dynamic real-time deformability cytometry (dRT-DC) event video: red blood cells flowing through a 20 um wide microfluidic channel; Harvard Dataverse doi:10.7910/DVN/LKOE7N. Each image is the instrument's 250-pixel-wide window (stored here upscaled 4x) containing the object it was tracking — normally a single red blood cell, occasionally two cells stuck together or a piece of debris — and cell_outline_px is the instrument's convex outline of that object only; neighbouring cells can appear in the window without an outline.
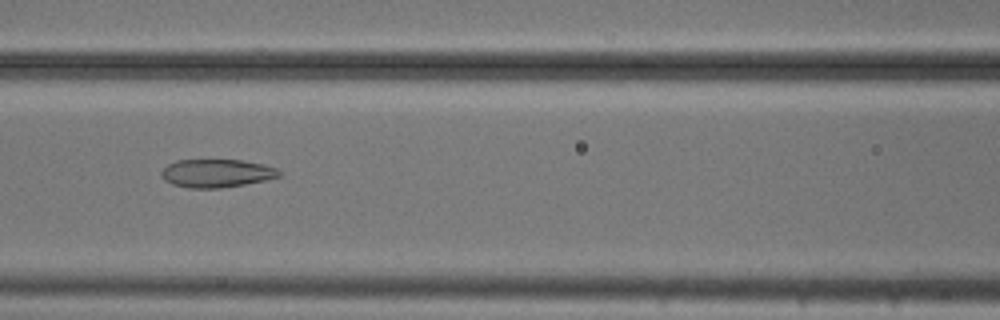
{"species": "common noctule bat (a hibernating species)", "species_latin": "Nyctalus noctula", "temperature_condition": "cold", "stored_images_in_passage": 53, "camera_frame_rate_fps": 3000, "um_per_image_px": 0.085, "animal": {"sex": "male", "body_mass_g": 20.5, "forearm_length_mm": 52.5}, "frame": {"image": 1, "passage_image": 23, "time_ms": 7.333, "image_size_px": [1000, 320], "cell_outline_px": [[280, 176], [264, 180], [244, 184], [220, 188], [188, 188], [172, 184], [164, 180], [160, 176], [160, 172], [168, 164], [176, 160], [240, 160], [264, 164], [276, 168], [280, 172]], "centroid_in_image_um": [18.37, 14.72], "position_along_channel_um": 148.2, "area_um2": 19.31}}
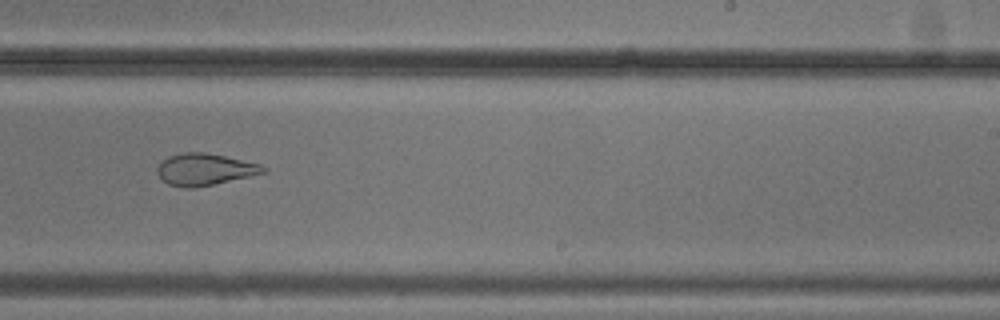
{"frame": {"image": 2, "passage_image": 33, "time_ms": 10.667, "image_size_px": [1000, 320], "cell_outline_px": [[268, 172], [212, 184], [192, 188], [184, 188], [168, 184], [156, 172], [156, 168], [168, 156], [184, 152], [204, 152], [224, 156], [260, 164], [268, 168]], "centroid_in_image_um": [17.41, 14.39], "position_along_channel_um": 271.6, "area_um2": 19.42}}
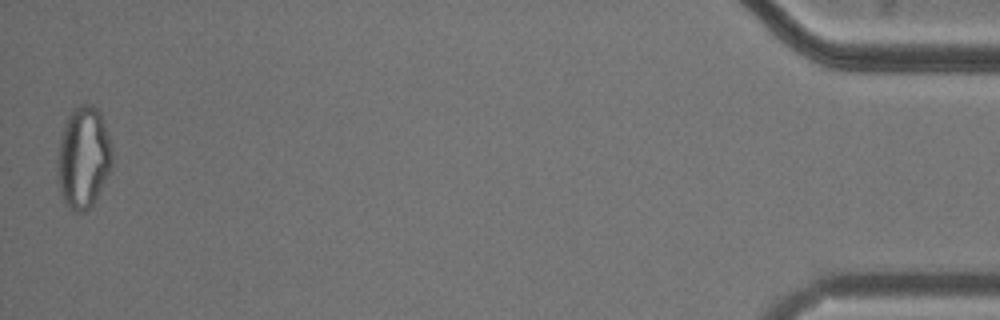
{"frame": {"image": 3, "passage_image": 53, "time_ms": 17.333, "image_size_px": [1000, 320], "cell_outline_px": [[112, 164], [92, 204], [84, 212], [76, 212], [68, 208], [64, 204], [56, 184], [56, 168], [60, 136], [64, 124], [68, 116], [80, 104], [88, 104], [96, 108], [100, 112], [108, 136], [112, 152]], "centroid_in_image_um": [7.03, 13.42], "position_along_channel_um": 428.2, "area_um2": 32.37}, "authors_computed_cell_mechanics": {"area_um2": 25.7788, "velocity_mm_per_s": 3.7128, "shape_relaxation_time_tau1_ms": null, "shape_relaxation_time_tau2_ms": 2.4676, "deformation_change_tau1": null, "deformation_change_tau2": 0.0977}}